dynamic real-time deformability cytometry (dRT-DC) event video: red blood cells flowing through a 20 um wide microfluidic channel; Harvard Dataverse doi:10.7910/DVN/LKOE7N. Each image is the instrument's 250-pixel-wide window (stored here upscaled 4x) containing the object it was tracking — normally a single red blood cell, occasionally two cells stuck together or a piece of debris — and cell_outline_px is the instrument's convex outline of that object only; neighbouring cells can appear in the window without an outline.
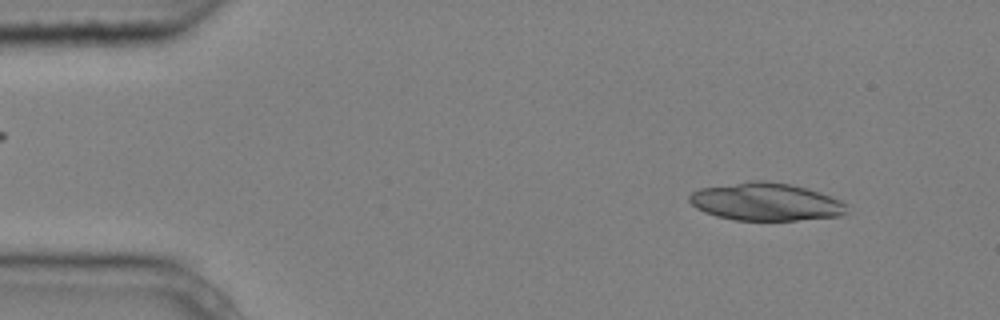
{"species": "common noctule bat (a hibernating species)", "species_latin": "Nyctalus noctula", "temperature_condition": "cold", "stored_images_in_passage": 4, "camera_frame_rate_fps": 3000, "um_per_image_px": 0.085, "animal": {"sex": "male", "body_mass_g": 20.4}, "frame": {"image": 1, "passage_image": 1, "time_ms": 0.0, "image_size_px": [1000, 320], "cell_outline_px": [[848, 212], [840, 216], [796, 220], [736, 220], [716, 216], [704, 212], [696, 208], [688, 200], [688, 196], [692, 192], [700, 188], [748, 180], [764, 180], [788, 184], [808, 188], [820, 192], [840, 200], [844, 204]], "centroid_in_image_um": [65.06, 17.14], "position_along_channel_um": 19.9, "area_um2": 34.74}}